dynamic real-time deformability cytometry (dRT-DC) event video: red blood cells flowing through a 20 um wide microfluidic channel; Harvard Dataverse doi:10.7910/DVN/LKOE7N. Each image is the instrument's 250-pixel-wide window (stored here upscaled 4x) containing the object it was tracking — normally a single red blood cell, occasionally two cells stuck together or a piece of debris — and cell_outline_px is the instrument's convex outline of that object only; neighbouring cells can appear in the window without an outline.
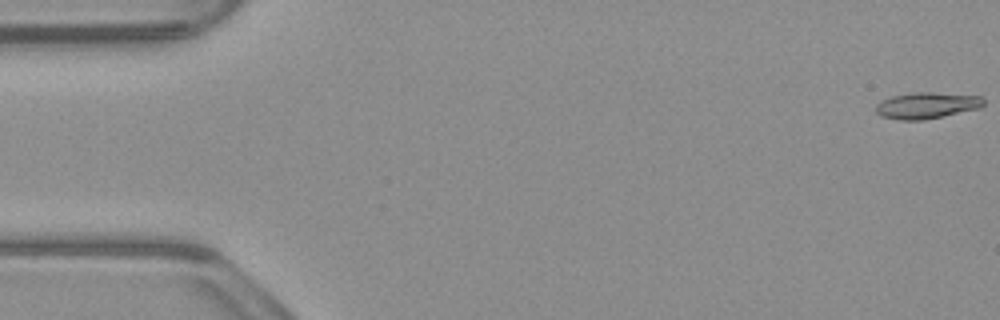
{"species": "common noctule bat (a hibernating species)", "species_latin": "Nyctalus noctula", "temperature_condition": "warm", "stored_images_in_passage": 53, "camera_frame_rate_fps": 3000, "um_per_image_px": 0.085, "animal": {"sex": "male", "body_mass_g": 23.1, "forearm_length_mm": 52.7}, "frame": {"image": 1, "passage_image": 1, "time_ms": 0.0, "image_size_px": [1000, 320], "cell_outline_px": [[984, 104], [980, 108], [924, 120], [900, 120], [880, 116], [876, 112], [876, 104], [892, 96], [912, 92], [932, 92], [980, 96], [984, 100]], "centroid_in_image_um": [78.76, 8.96], "position_along_channel_um": 6.2, "area_um2": 16.47}}
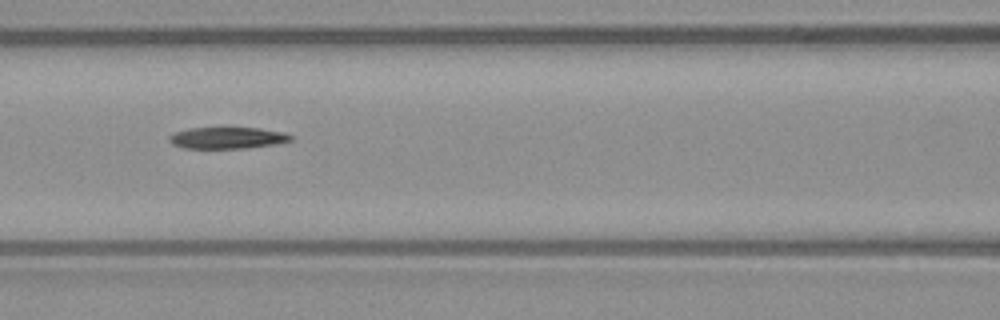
{"frame": {"image": 2, "passage_image": 23, "time_ms": 7.333, "image_size_px": [1000, 320], "cell_outline_px": [[292, 140], [276, 144], [248, 148], [184, 148], [172, 144], [168, 140], [168, 136], [172, 132], [188, 128], [224, 124], [228, 124], [260, 128], [284, 132], [292, 136]], "centroid_in_image_um": [19.28, 11.65], "position_along_channel_um": 147.3, "area_um2": 16.47}}
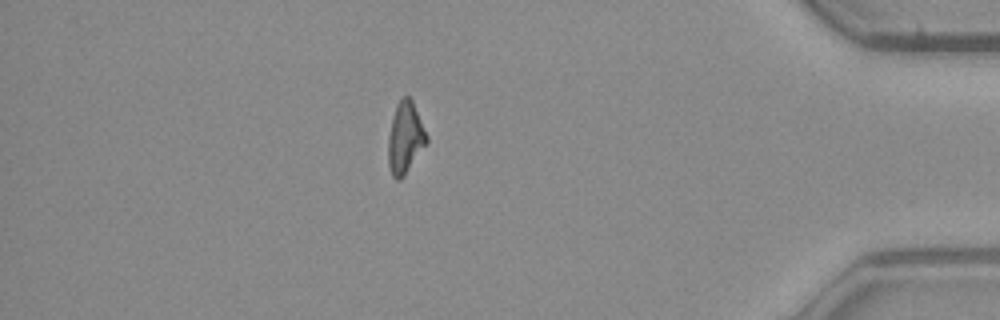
{"frame": {"image": 3, "passage_image": 46, "time_ms": 15.0, "image_size_px": [1000, 320], "cell_outline_px": [[428, 140], [404, 176], [400, 180], [396, 180], [392, 176], [388, 164], [388, 136], [392, 116], [396, 104], [400, 96], [408, 96], [412, 100], [428, 136]], "centroid_in_image_um": [34.42, 11.69], "position_along_channel_um": 400.8, "area_um2": 16.07}, "authors_computed_cell_mechanics": {"area_um2": 16.4152, "velocity_mm_per_s": 3.918, "shape_relaxation_time_tau1_ms": null, "shape_relaxation_time_tau2_ms": 10.9632, "deformation_change_tau1": null, "deformation_change_tau2": 0.244}}